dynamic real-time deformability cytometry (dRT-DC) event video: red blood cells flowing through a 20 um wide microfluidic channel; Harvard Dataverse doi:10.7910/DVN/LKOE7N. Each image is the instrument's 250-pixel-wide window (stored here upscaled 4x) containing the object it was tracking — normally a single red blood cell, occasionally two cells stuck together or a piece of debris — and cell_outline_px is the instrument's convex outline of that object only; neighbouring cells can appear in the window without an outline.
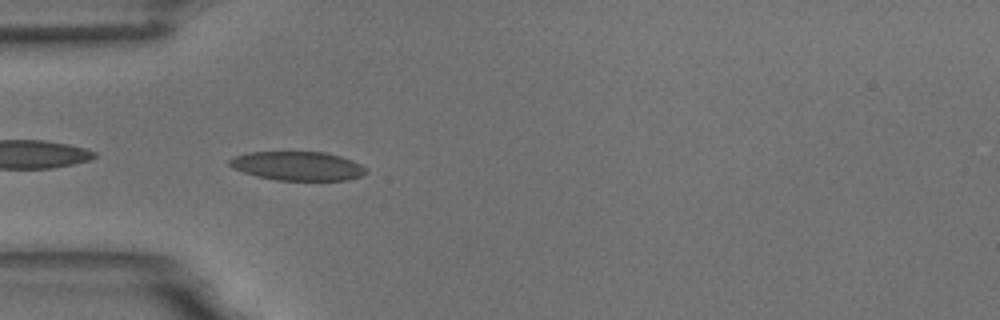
{"species": "common noctule bat (a hibernating species)", "species_latin": "Nyctalus noctula", "temperature_condition": "room temperature", "stored_images_in_passage": 6, "camera_frame_rate_fps": 3000, "um_per_image_px": 0.085, "animal": {"sex": "male", "body_mass_g": 18.8}, "frame": {"image": 1, "passage_image": 5, "time_ms": 4.667, "image_size_px": [1000, 320], "cell_outline_px": [[368, 172], [364, 176], [348, 180], [276, 180], [256, 176], [232, 168], [228, 164], [228, 160], [236, 156], [248, 152], [324, 152], [340, 156], [352, 160], [360, 164]], "centroid_in_image_um": [25.31, 14.11], "position_along_channel_um": 59.7, "area_um2": 23.06}}